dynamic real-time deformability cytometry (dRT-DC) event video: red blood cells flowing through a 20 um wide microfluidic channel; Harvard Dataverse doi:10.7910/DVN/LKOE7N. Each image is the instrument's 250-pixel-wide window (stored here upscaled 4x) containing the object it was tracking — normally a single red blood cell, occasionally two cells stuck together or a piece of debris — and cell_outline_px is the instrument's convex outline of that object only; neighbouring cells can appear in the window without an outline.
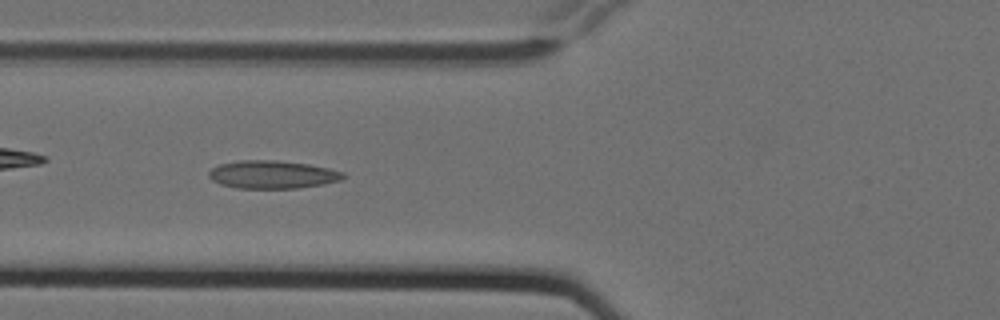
{"species": "Egyptian fruit bat (a non-hibernating species)", "species_latin": "Rousettus aegyptiacus", "temperature_condition": "cold", "stored_images_in_passage": 6, "camera_frame_rate_fps": 3000, "um_per_image_px": 0.085, "animal": {"sex": "female"}, "frame": {"image": 1, "passage_image": 6, "time_ms": 1.667, "image_size_px": [1000, 320], "cell_outline_px": [[348, 176], [340, 180], [324, 184], [296, 188], [236, 188], [220, 184], [212, 180], [208, 176], [208, 172], [212, 168], [220, 164], [240, 160], [276, 160], [308, 164], [328, 168], [344, 172]], "centroid_in_image_um": [23.16, 14.83], "position_along_channel_um": 102.6, "area_um2": 21.96}}